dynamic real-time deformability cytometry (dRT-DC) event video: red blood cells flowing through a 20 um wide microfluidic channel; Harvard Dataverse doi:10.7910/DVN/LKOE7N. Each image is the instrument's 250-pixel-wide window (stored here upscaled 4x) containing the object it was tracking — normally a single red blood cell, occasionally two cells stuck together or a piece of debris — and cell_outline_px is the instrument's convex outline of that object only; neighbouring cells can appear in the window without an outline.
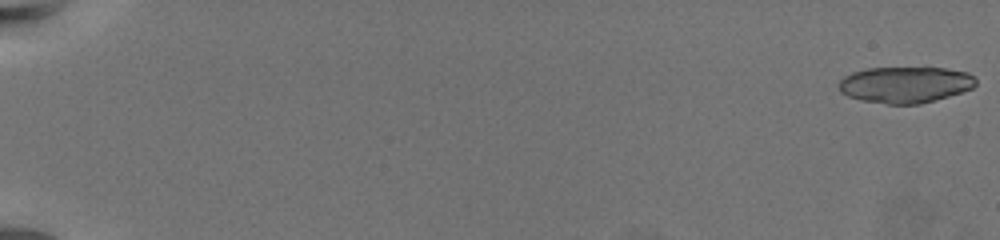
{"species": "common noctule bat (a hibernating species)", "species_latin": "Nyctalus noctula", "temperature_condition": "warm", "stored_images_in_passage": 66, "camera_frame_rate_fps": 3000, "um_per_image_px": 0.085, "animal": {"sex": "female", "body_mass_g": 19.5, "forearm_length_mm": 54.1}, "frame": {"image": 1, "passage_image": 1, "time_ms": 0.0, "image_size_px": [1000, 240], "cell_outline_px": [[976, 84], [972, 88], [936, 100], [920, 104], [888, 104], [860, 100], [848, 96], [840, 92], [840, 80], [844, 76], [852, 72], [868, 68], [944, 68], [968, 72], [976, 80]], "centroid_in_image_um": [76.93, 7.2], "position_along_channel_um": 8.1, "area_um2": 28.84}}
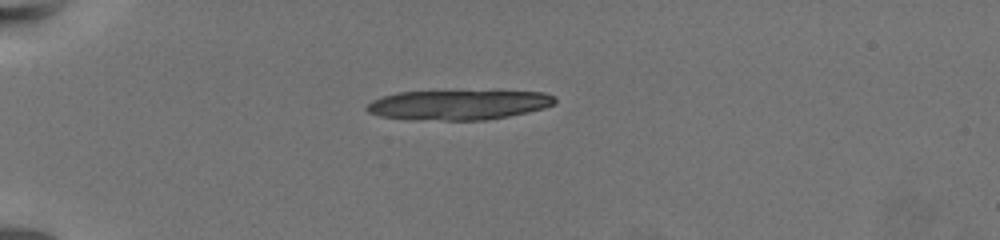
{"frame": {"image": 2, "passage_image": 20, "time_ms": 6.333, "image_size_px": [1000, 240], "cell_outline_px": [[556, 104], [544, 108], [508, 116], [488, 120], [444, 120], [380, 116], [368, 112], [364, 108], [372, 100], [380, 96], [396, 92], [544, 92], [556, 96]], "centroid_in_image_um": [38.98, 8.91], "position_along_channel_um": 46.0, "area_um2": 32.08}}
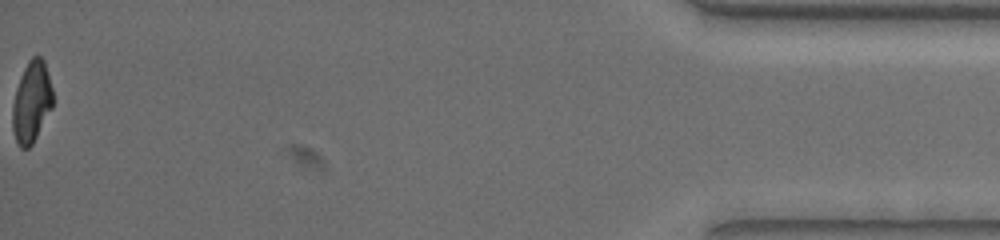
{"frame": {"image": 3, "passage_image": 66, "time_ms": 21.667, "image_size_px": [1000, 240], "cell_outline_px": [[52, 108], [32, 144], [28, 148], [20, 148], [16, 140], [12, 128], [12, 108], [16, 88], [24, 68], [28, 60], [32, 56], [40, 56], [44, 60], [52, 88]], "centroid_in_image_um": [2.68, 8.66], "position_along_channel_um": 432.5, "area_um2": 18.96}, "authors_computed_cell_mechanics": {"area_um2": 22.0218, "velocity_mm_per_s": 3.4051, "shape_relaxation_time_tau1_ms": 6.9282, "shape_relaxation_time_tau2_ms": 2.5508, "deformation_change_tau1": 0.1985, "deformation_change_tau2": 0.0941}}